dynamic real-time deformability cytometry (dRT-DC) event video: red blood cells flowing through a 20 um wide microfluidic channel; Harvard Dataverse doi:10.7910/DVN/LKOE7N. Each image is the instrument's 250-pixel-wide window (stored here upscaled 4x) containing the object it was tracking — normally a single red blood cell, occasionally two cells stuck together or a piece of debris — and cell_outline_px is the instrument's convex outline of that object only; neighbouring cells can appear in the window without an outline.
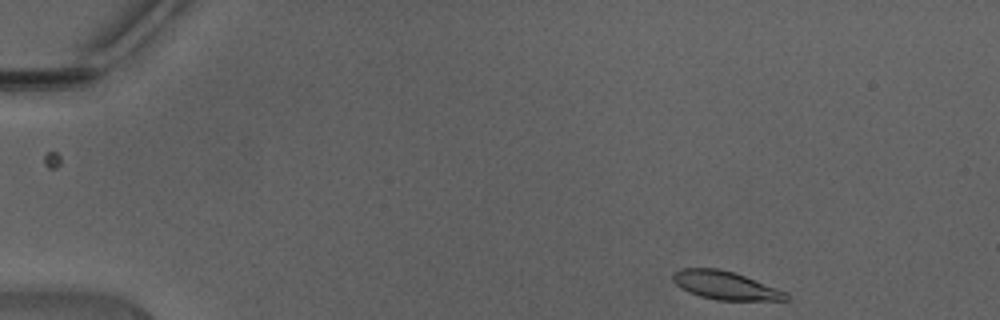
{"species": "Egyptian fruit bat (a non-hibernating species)", "species_latin": "Rousettus aegyptiacus", "temperature_condition": "warm", "stored_images_in_passage": 42, "camera_frame_rate_fps": 3000, "um_per_image_px": 0.085, "animal": {"sex": "male"}, "frame": {"image": 1, "passage_image": 1, "time_ms": 0.0, "image_size_px": [1000, 320], "cell_outline_px": [[788, 300], [716, 300], [700, 296], [688, 292], [676, 284], [672, 280], [672, 272], [680, 268], [716, 268], [732, 272], [744, 276], [788, 292]], "centroid_in_image_um": [61.62, 24.26], "position_along_channel_um": 23.4, "area_um2": 18.55}}
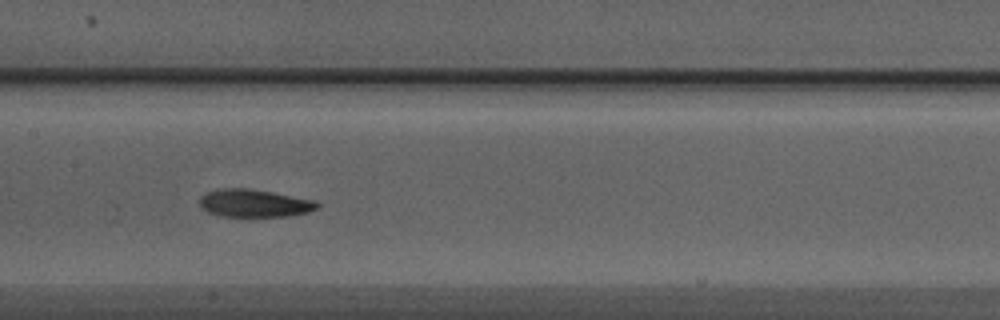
{"frame": {"image": 2, "passage_image": 19, "time_ms": 6.0, "image_size_px": [1000, 320], "cell_outline_px": [[320, 204], [316, 208], [308, 212], [288, 216], [220, 216], [208, 212], [200, 204], [200, 196], [204, 192], [220, 188], [248, 188], [272, 192], [312, 200]], "centroid_in_image_um": [21.56, 17.26], "position_along_channel_um": 185.8, "area_um2": 18.84}}
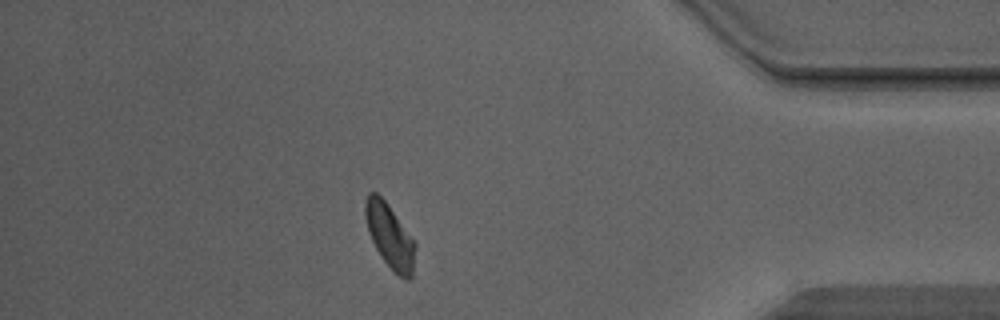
{"frame": {"image": 3, "passage_image": 36, "time_ms": 11.667, "image_size_px": [1000, 320], "cell_outline_px": [[416, 248], [412, 280], [404, 280], [392, 272], [380, 256], [368, 232], [364, 212], [364, 204], [368, 192], [376, 192], [388, 204], [416, 244]], "centroid_in_image_um": [33.14, 20.12], "position_along_channel_um": 402.1, "area_um2": 18.9}, "authors_computed_cell_mechanics": {"area_um2": 18.7272, "velocity_mm_per_s": 4.4148, "shape_relaxation_time_tau1_ms": 3.9052, "shape_relaxation_time_tau2_ms": null, "deformation_change_tau1": 0.1421, "deformation_change_tau2": null}}